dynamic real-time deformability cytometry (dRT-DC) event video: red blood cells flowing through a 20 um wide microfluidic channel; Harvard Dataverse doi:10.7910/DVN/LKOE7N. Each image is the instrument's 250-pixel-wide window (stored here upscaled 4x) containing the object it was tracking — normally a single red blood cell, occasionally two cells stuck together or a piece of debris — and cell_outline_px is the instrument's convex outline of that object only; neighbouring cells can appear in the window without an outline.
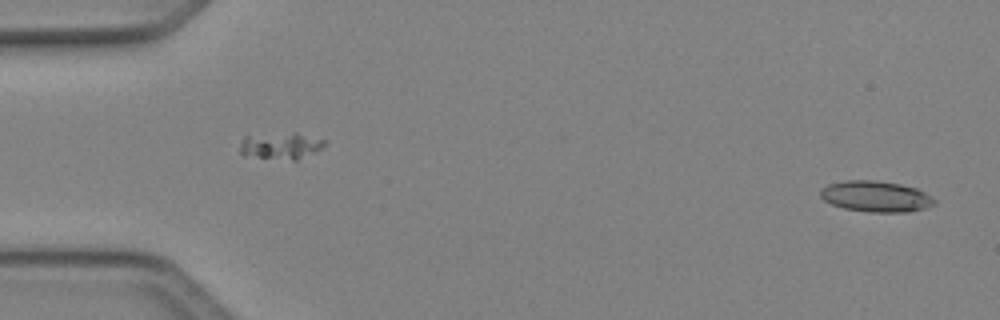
{"species": "Egyptian fruit bat (a non-hibernating species)", "species_latin": "Rousettus aegyptiacus", "temperature_condition": "cold", "stored_images_in_passage": 48, "camera_frame_rate_fps": 3000, "um_per_image_px": 0.085, "animal": {"sex": "female"}, "frame": {"image": 1, "passage_image": 1, "time_ms": 0.0, "image_size_px": [1000, 320], "cell_outline_px": [[936, 204], [924, 208], [908, 212], [868, 212], [844, 208], [832, 204], [824, 200], [820, 196], [820, 188], [828, 184], [848, 180], [872, 180], [900, 184], [916, 188], [932, 196], [936, 200]], "centroid_in_image_um": [74.45, 16.7], "position_along_channel_um": 10.6, "area_um2": 20.58}}
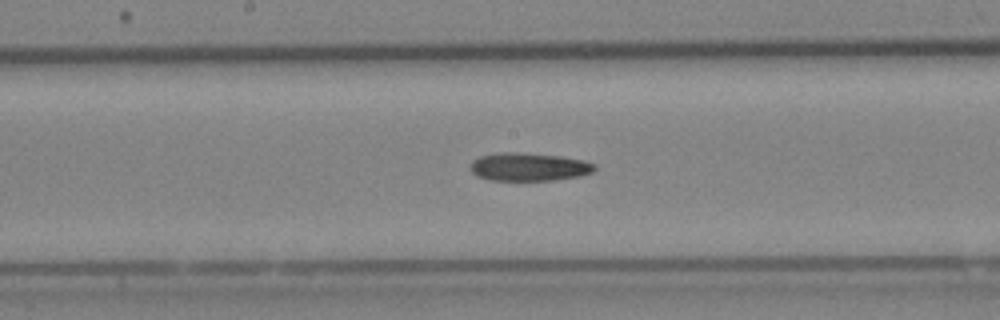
{"frame": {"image": 2, "passage_image": 25, "time_ms": 8.0, "image_size_px": [1000, 320], "cell_outline_px": [[596, 168], [592, 172], [580, 176], [556, 180], [492, 180], [476, 176], [472, 172], [472, 160], [480, 156], [500, 152], [516, 152], [560, 156], [584, 160], [596, 164]], "centroid_in_image_um": [44.98, 14.18], "position_along_channel_um": 203.2, "area_um2": 20.35}}
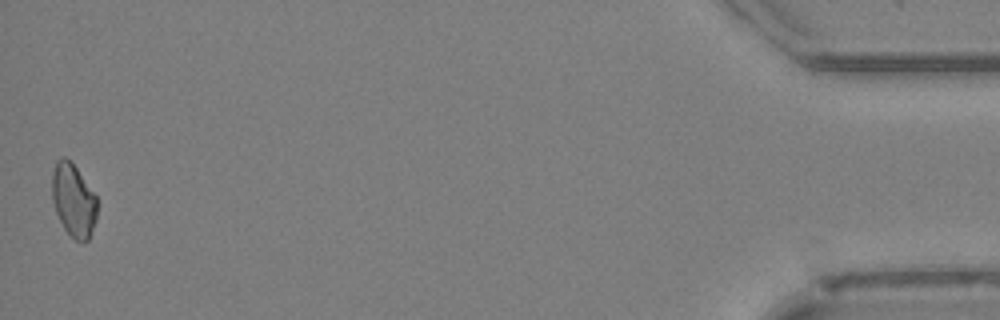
{"frame": {"image": 3, "passage_image": 48, "time_ms": 15.667, "image_size_px": [1000, 320], "cell_outline_px": [[96, 220], [88, 240], [76, 240], [64, 228], [56, 212], [52, 200], [52, 172], [56, 160], [64, 156], [76, 168], [96, 196]], "centroid_in_image_um": [6.22, 17.0], "position_along_channel_um": 429.0, "area_um2": 18.79}}